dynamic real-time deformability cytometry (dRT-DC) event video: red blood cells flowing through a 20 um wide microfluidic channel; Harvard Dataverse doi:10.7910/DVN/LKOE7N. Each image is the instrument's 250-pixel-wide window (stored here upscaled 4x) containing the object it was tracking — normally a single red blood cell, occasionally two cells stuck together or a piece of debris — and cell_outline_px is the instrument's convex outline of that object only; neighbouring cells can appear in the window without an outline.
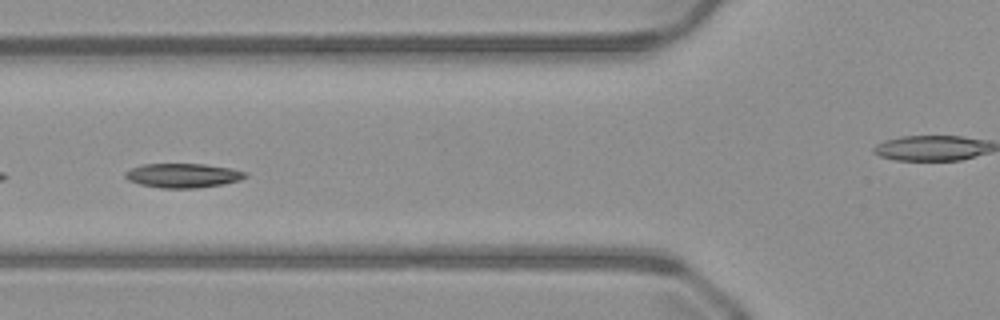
{"species": "common noctule bat (a hibernating species)", "species_latin": "Nyctalus noctula", "temperature_condition": "warm", "stored_images_in_passage": 53, "camera_frame_rate_fps": 3000, "um_per_image_px": 0.085, "animal": {"sex": "male", "body_mass_g": 23.1, "forearm_length_mm": 52.7}, "frame": {"image": 1, "passage_image": 20, "time_ms": 6.333, "image_size_px": [1000, 320], "cell_outline_px": [[248, 176], [240, 180], [224, 184], [196, 188], [160, 188], [140, 184], [128, 180], [124, 176], [124, 172], [140, 164], [204, 164], [228, 168], [248, 172]], "centroid_in_image_um": [15.54, 14.92], "position_along_channel_um": 110.3, "area_um2": 17.05}}
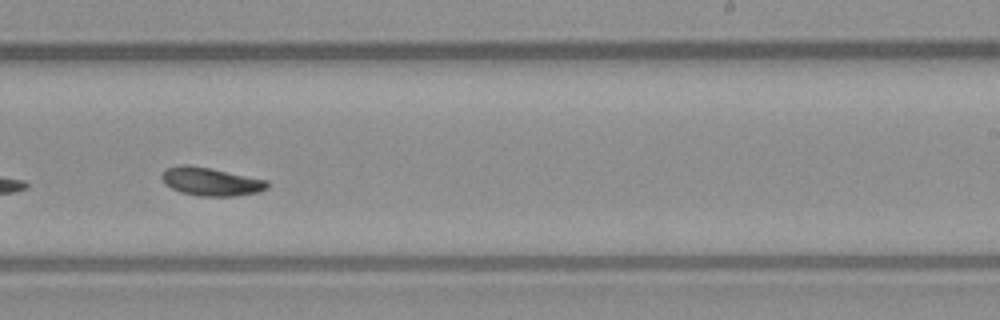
{"frame": {"image": 2, "passage_image": 32, "time_ms": 10.333, "image_size_px": [1000, 320], "cell_outline_px": [[268, 188], [260, 192], [232, 196], [200, 196], [180, 192], [164, 184], [160, 176], [168, 168], [180, 164], [188, 164], [268, 180]], "centroid_in_image_um": [17.92, 15.44], "position_along_channel_um": 271.1, "area_um2": 17.28}}
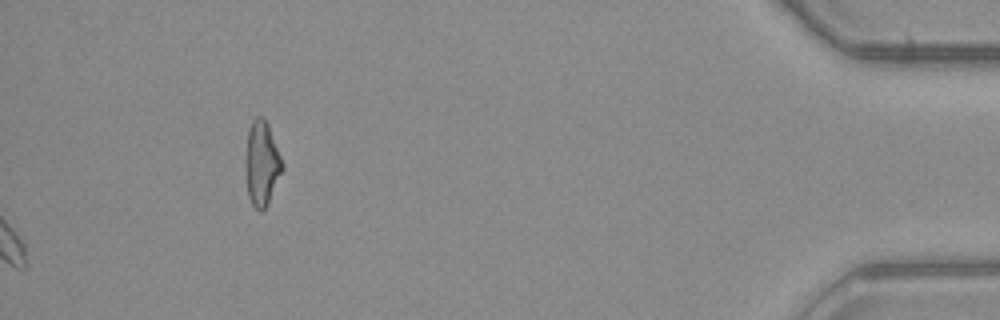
{"frame": {"image": 3, "passage_image": 53, "time_ms": 17.333, "image_size_px": [1000, 320], "cell_outline_px": [[284, 168], [268, 204], [260, 212], [252, 204], [248, 196], [248, 128], [252, 120], [256, 116], [264, 116], [268, 124], [284, 164]], "centroid_in_image_um": [22.31, 13.87], "position_along_channel_um": 412.9, "area_um2": 17.51}, "authors_computed_cell_mechanics": {"area_um2": 17.2822, "velocity_mm_per_s": 4.0155, "shape_relaxation_time_tau1_ms": 4.7157, "shape_relaxation_time_tau2_ms": 4.3715, "deformation_change_tau1": 0.1372, "deformation_change_tau2": 0.0641}}